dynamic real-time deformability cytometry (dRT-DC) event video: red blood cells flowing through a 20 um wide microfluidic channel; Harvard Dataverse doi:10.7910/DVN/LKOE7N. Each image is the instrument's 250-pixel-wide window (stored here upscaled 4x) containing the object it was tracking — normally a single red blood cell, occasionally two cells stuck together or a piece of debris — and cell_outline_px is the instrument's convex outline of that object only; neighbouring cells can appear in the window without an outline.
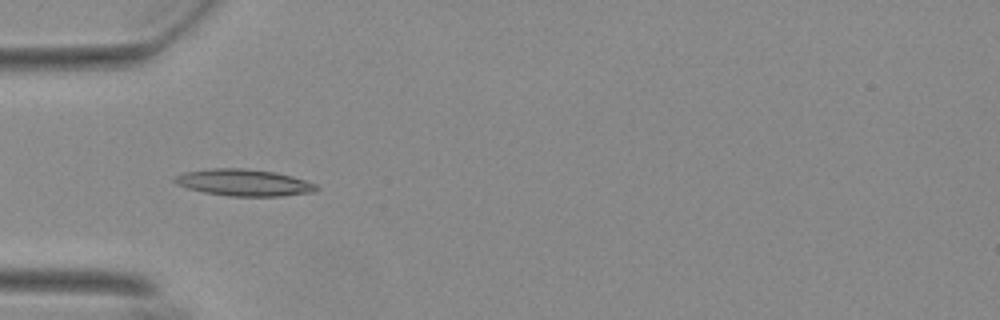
{"species": "Egyptian fruit bat (a non-hibernating species)", "species_latin": "Rousettus aegyptiacus", "temperature_condition": "warm", "stored_images_in_passage": 36, "camera_frame_rate_fps": 3000, "um_per_image_px": 0.085, "animal": {"sex": "female"}, "frame": {"image": 1, "passage_image": 3, "time_ms": 0.667, "image_size_px": [1000, 320], "cell_outline_px": [[320, 188], [316, 192], [280, 196], [228, 196], [204, 192], [188, 188], [176, 184], [172, 180], [176, 176], [184, 172], [212, 168], [244, 168], [276, 172], [292, 176], [316, 184]], "centroid_in_image_um": [20.75, 15.52], "position_along_channel_um": 64.3, "area_um2": 22.14}}
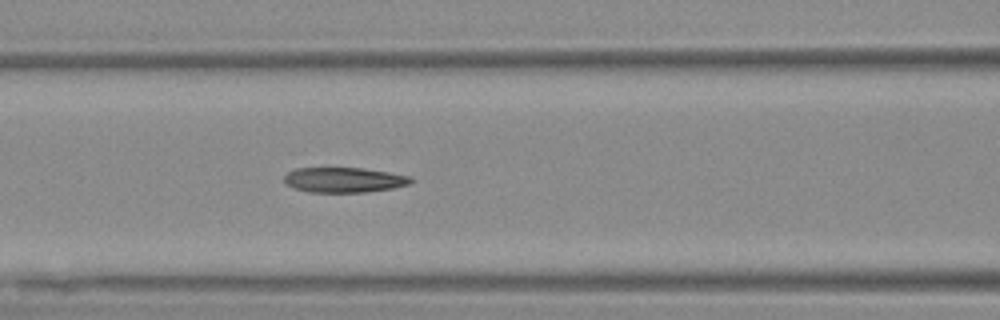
{"frame": {"image": 2, "passage_image": 9, "time_ms": 2.667, "image_size_px": [1000, 320], "cell_outline_px": [[412, 180], [408, 184], [392, 188], [364, 192], [308, 192], [296, 188], [288, 184], [284, 180], [284, 176], [288, 172], [296, 168], [360, 168], [388, 172], [412, 176]], "centroid_in_image_um": [29.24, 15.29], "position_along_channel_um": 137.4, "area_um2": 18.26}}
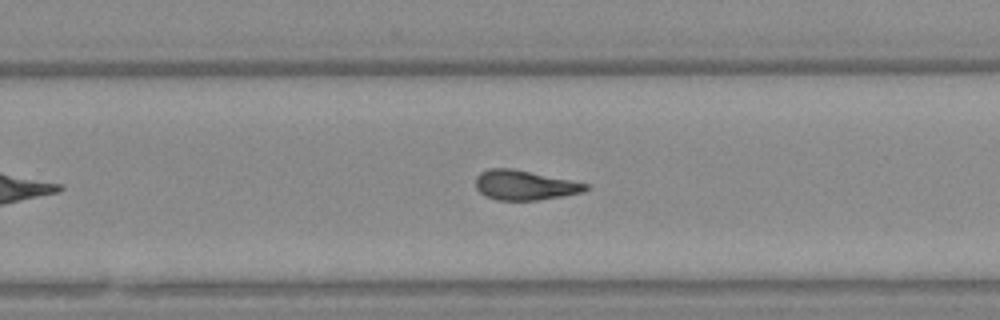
{"frame": {"image": 3, "passage_image": 21, "time_ms": 6.667, "image_size_px": [1000, 320], "cell_outline_px": [[588, 188], [584, 192], [564, 196], [536, 200], [496, 200], [480, 192], [476, 188], [476, 176], [480, 172], [488, 168], [512, 168], [588, 184]], "centroid_in_image_um": [44.57, 15.74], "position_along_channel_um": 285.2, "area_um2": 18.9}, "authors_computed_cell_mechanics": {"area_um2": 19.3052, "velocity_mm_per_s": 3.7086, "shape_relaxation_time_tau1_ms": null, "shape_relaxation_time_tau2_ms": 5.474, "deformation_change_tau1": null, "deformation_change_tau2": 0.1701}}